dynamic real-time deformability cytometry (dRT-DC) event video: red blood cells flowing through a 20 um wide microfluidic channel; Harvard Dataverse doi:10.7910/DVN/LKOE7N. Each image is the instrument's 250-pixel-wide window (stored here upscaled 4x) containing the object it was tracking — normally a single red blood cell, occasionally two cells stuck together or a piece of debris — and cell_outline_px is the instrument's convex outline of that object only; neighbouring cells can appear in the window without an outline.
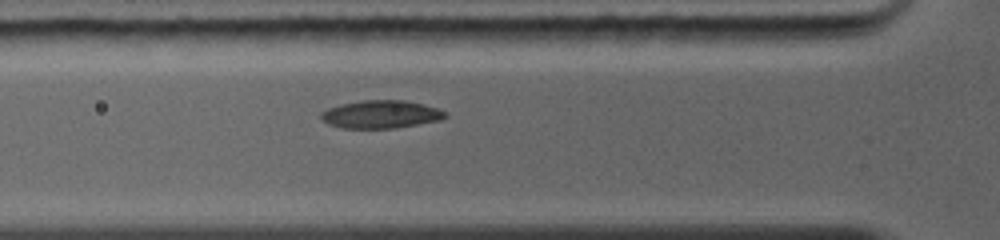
{"species": "common noctule bat (a hibernating species)", "species_latin": "Nyctalus noctula", "temperature_condition": "warm", "stored_images_in_passage": 23, "camera_frame_rate_fps": 5000, "um_per_image_px": 0.085, "animal": {"sex": "female", "body_mass_g": 19.0, "forearm_length_mm": 56.7}, "frame": {"image": 1, "passage_image": 4, "time_ms": 1.4, "image_size_px": [1000, 240], "cell_outline_px": [[448, 116], [440, 120], [392, 128], [340, 128], [328, 124], [320, 116], [320, 112], [328, 108], [340, 104], [364, 100], [404, 100], [436, 108], [444, 112]], "centroid_in_image_um": [32.32, 9.72], "position_along_channel_um": 93.5, "area_um2": 19.94}}
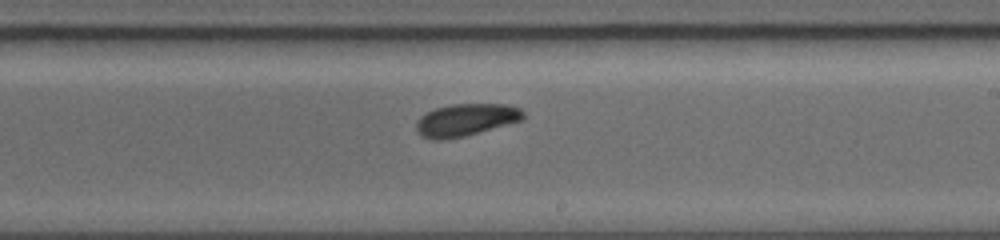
{"frame": {"image": 2, "passage_image": 12, "time_ms": 5.0, "image_size_px": [1000, 240], "cell_outline_px": [[524, 120], [464, 136], [444, 140], [432, 140], [420, 136], [416, 128], [416, 120], [420, 116], [436, 108], [452, 104], [508, 104], [520, 108], [524, 112]], "centroid_in_image_um": [39.59, 10.19], "position_along_channel_um": 249.4, "area_um2": 20.29}}
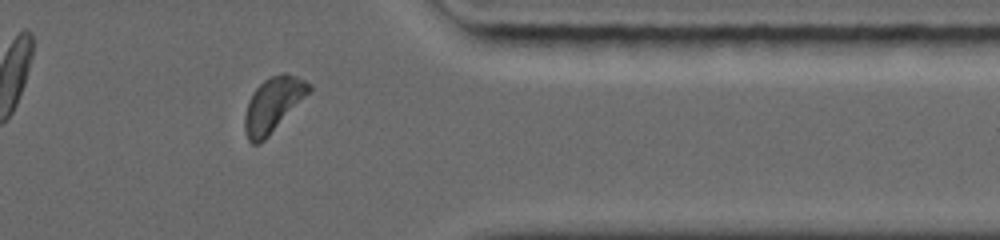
{"frame": {"image": 3, "passage_image": 19, "time_ms": 8.4, "image_size_px": [1000, 240], "cell_outline_px": [[312, 88], [268, 136], [260, 144], [252, 144], [248, 140], [244, 132], [244, 116], [248, 100], [252, 92], [264, 80], [272, 76], [284, 72], [296, 76], [312, 84]], "centroid_in_image_um": [23.16, 8.89], "position_along_channel_um": 388.2, "area_um2": 20.11}, "authors_computed_cell_mechanics": {"area_um2": 20.1722, "velocity_mm_per_s": 4.3427, "shape_relaxation_time_tau1_ms": 1.7588, "shape_relaxation_time_tau2_ms": null, "deformation_change_tau1": 0.0697, "deformation_change_tau2": null}}